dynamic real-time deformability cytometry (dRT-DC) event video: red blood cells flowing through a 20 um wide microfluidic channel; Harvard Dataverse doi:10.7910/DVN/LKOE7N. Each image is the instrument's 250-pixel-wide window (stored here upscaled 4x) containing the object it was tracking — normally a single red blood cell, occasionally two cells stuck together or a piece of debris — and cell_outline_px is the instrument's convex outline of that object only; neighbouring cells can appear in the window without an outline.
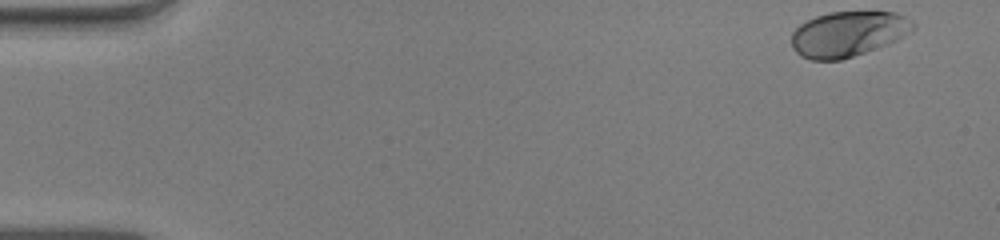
{"species": "human", "species_latin": "Homo sapiens", "temperature_condition": "warm", "stored_images_in_passage": 51, "camera_frame_rate_fps": 3000, "um_per_image_px": 0.085, "donor": {"sex": "male"}, "frame": {"image": 1, "passage_image": 1, "time_ms": 0.0, "image_size_px": [1000, 240], "cell_outline_px": [[916, 28], [912, 32], [888, 44], [840, 60], [812, 60], [800, 56], [792, 48], [792, 32], [800, 24], [816, 16], [828, 12], [896, 12], [912, 20], [916, 24]], "centroid_in_image_um": [72.1, 2.88], "position_along_channel_um": 12.9, "area_um2": 32.14}}
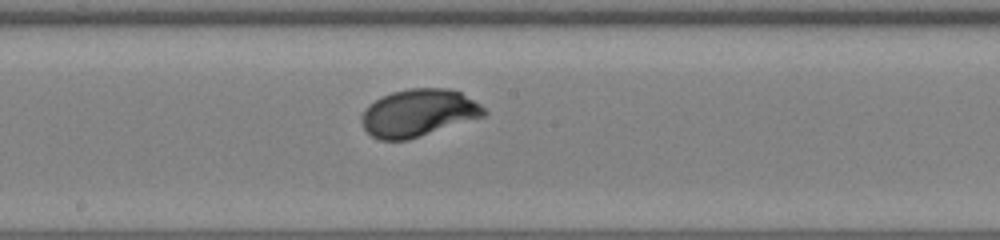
{"frame": {"image": 2, "passage_image": 27, "time_ms": 8.667, "image_size_px": [1000, 240], "cell_outline_px": [[488, 112], [484, 116], [408, 140], [380, 140], [372, 136], [364, 128], [360, 120], [360, 116], [368, 104], [392, 92], [408, 88], [448, 88], [460, 92], [480, 104]], "centroid_in_image_um": [35.55, 9.6], "position_along_channel_um": 212.7, "area_um2": 33.7}}
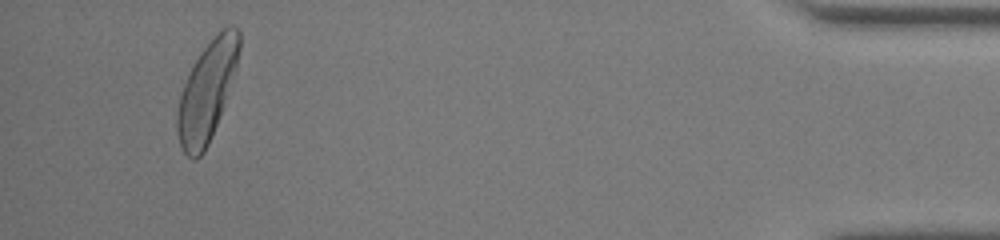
{"frame": {"image": 3, "passage_image": 48, "time_ms": 15.667, "image_size_px": [1000, 240], "cell_outline_px": [[240, 48], [236, 68], [220, 116], [208, 144], [204, 152], [196, 160], [192, 160], [180, 148], [176, 132], [176, 116], [180, 92], [188, 72], [200, 52], [220, 28], [228, 24], [232, 24], [240, 32]], "centroid_in_image_um": [17.57, 7.74], "position_along_channel_um": 417.6, "area_um2": 36.18}, "authors_computed_cell_mechanics": {"area_um2": 33.235, "velocity_mm_per_s": 3.9216, "shape_relaxation_time_tau1_ms": 2.3003, "shape_relaxation_time_tau2_ms": null, "deformation_change_tau1": 0.1536, "deformation_change_tau2": null}}